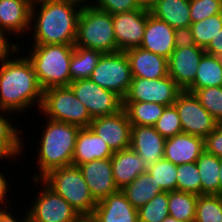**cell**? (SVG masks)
I'll list each match as a JSON object with an SVG mask.
<instances>
[{"label": "cell", "instance_id": "15", "mask_svg": "<svg viewBox=\"0 0 222 222\" xmlns=\"http://www.w3.org/2000/svg\"><path fill=\"white\" fill-rule=\"evenodd\" d=\"M205 53L204 48L194 45L175 48L168 58V75L182 90L194 82L199 62Z\"/></svg>", "mask_w": 222, "mask_h": 222}, {"label": "cell", "instance_id": "46", "mask_svg": "<svg viewBox=\"0 0 222 222\" xmlns=\"http://www.w3.org/2000/svg\"><path fill=\"white\" fill-rule=\"evenodd\" d=\"M1 171L2 170H0V210L5 209L6 207L8 208L9 198H7V197L9 194H11V193H9L10 185L8 184L10 178L6 179V176L4 175V173L2 174Z\"/></svg>", "mask_w": 222, "mask_h": 222}, {"label": "cell", "instance_id": "24", "mask_svg": "<svg viewBox=\"0 0 222 222\" xmlns=\"http://www.w3.org/2000/svg\"><path fill=\"white\" fill-rule=\"evenodd\" d=\"M111 164L113 179L118 190L129 185L148 168L142 157L131 148L114 152Z\"/></svg>", "mask_w": 222, "mask_h": 222}, {"label": "cell", "instance_id": "37", "mask_svg": "<svg viewBox=\"0 0 222 222\" xmlns=\"http://www.w3.org/2000/svg\"><path fill=\"white\" fill-rule=\"evenodd\" d=\"M186 90L194 93L201 105L210 113V115L219 124H222V86Z\"/></svg>", "mask_w": 222, "mask_h": 222}, {"label": "cell", "instance_id": "12", "mask_svg": "<svg viewBox=\"0 0 222 222\" xmlns=\"http://www.w3.org/2000/svg\"><path fill=\"white\" fill-rule=\"evenodd\" d=\"M173 105L178 111L183 133L205 138L219 124L192 92L182 90Z\"/></svg>", "mask_w": 222, "mask_h": 222}, {"label": "cell", "instance_id": "19", "mask_svg": "<svg viewBox=\"0 0 222 222\" xmlns=\"http://www.w3.org/2000/svg\"><path fill=\"white\" fill-rule=\"evenodd\" d=\"M204 151L203 137L180 133L166 139L163 158L178 166L196 162Z\"/></svg>", "mask_w": 222, "mask_h": 222}, {"label": "cell", "instance_id": "31", "mask_svg": "<svg viewBox=\"0 0 222 222\" xmlns=\"http://www.w3.org/2000/svg\"><path fill=\"white\" fill-rule=\"evenodd\" d=\"M165 107L153 102H123L131 125L137 126H154Z\"/></svg>", "mask_w": 222, "mask_h": 222}, {"label": "cell", "instance_id": "17", "mask_svg": "<svg viewBox=\"0 0 222 222\" xmlns=\"http://www.w3.org/2000/svg\"><path fill=\"white\" fill-rule=\"evenodd\" d=\"M166 138L154 126L131 125L130 148L142 157L147 167L163 159Z\"/></svg>", "mask_w": 222, "mask_h": 222}, {"label": "cell", "instance_id": "10", "mask_svg": "<svg viewBox=\"0 0 222 222\" xmlns=\"http://www.w3.org/2000/svg\"><path fill=\"white\" fill-rule=\"evenodd\" d=\"M69 87L93 119L115 114L123 108V100L117 94L102 88L90 78L73 81Z\"/></svg>", "mask_w": 222, "mask_h": 222}, {"label": "cell", "instance_id": "48", "mask_svg": "<svg viewBox=\"0 0 222 222\" xmlns=\"http://www.w3.org/2000/svg\"><path fill=\"white\" fill-rule=\"evenodd\" d=\"M60 1H65V2L75 4L80 8H86V7L94 6L95 2H96V0H89V1L88 0H60Z\"/></svg>", "mask_w": 222, "mask_h": 222}, {"label": "cell", "instance_id": "4", "mask_svg": "<svg viewBox=\"0 0 222 222\" xmlns=\"http://www.w3.org/2000/svg\"><path fill=\"white\" fill-rule=\"evenodd\" d=\"M28 54L38 82L43 90L69 86L70 59L74 44H31ZM30 53V54H29Z\"/></svg>", "mask_w": 222, "mask_h": 222}, {"label": "cell", "instance_id": "9", "mask_svg": "<svg viewBox=\"0 0 222 222\" xmlns=\"http://www.w3.org/2000/svg\"><path fill=\"white\" fill-rule=\"evenodd\" d=\"M31 180L38 185L42 183L35 201L26 207L30 222H77L79 213L63 197L50 189L41 179Z\"/></svg>", "mask_w": 222, "mask_h": 222}, {"label": "cell", "instance_id": "53", "mask_svg": "<svg viewBox=\"0 0 222 222\" xmlns=\"http://www.w3.org/2000/svg\"><path fill=\"white\" fill-rule=\"evenodd\" d=\"M29 1L33 3V2H36V1H38V0H29Z\"/></svg>", "mask_w": 222, "mask_h": 222}, {"label": "cell", "instance_id": "13", "mask_svg": "<svg viewBox=\"0 0 222 222\" xmlns=\"http://www.w3.org/2000/svg\"><path fill=\"white\" fill-rule=\"evenodd\" d=\"M89 128L113 152L130 148L131 123L124 108L115 114L94 118Z\"/></svg>", "mask_w": 222, "mask_h": 222}, {"label": "cell", "instance_id": "52", "mask_svg": "<svg viewBox=\"0 0 222 222\" xmlns=\"http://www.w3.org/2000/svg\"><path fill=\"white\" fill-rule=\"evenodd\" d=\"M162 222H182V221H179L176 218L168 215Z\"/></svg>", "mask_w": 222, "mask_h": 222}, {"label": "cell", "instance_id": "35", "mask_svg": "<svg viewBox=\"0 0 222 222\" xmlns=\"http://www.w3.org/2000/svg\"><path fill=\"white\" fill-rule=\"evenodd\" d=\"M194 222H222V195H198Z\"/></svg>", "mask_w": 222, "mask_h": 222}, {"label": "cell", "instance_id": "28", "mask_svg": "<svg viewBox=\"0 0 222 222\" xmlns=\"http://www.w3.org/2000/svg\"><path fill=\"white\" fill-rule=\"evenodd\" d=\"M196 165L201 179V195H220V158L204 151Z\"/></svg>", "mask_w": 222, "mask_h": 222}, {"label": "cell", "instance_id": "2", "mask_svg": "<svg viewBox=\"0 0 222 222\" xmlns=\"http://www.w3.org/2000/svg\"><path fill=\"white\" fill-rule=\"evenodd\" d=\"M81 10L75 4L60 0L33 2L30 18L32 44H74Z\"/></svg>", "mask_w": 222, "mask_h": 222}, {"label": "cell", "instance_id": "20", "mask_svg": "<svg viewBox=\"0 0 222 222\" xmlns=\"http://www.w3.org/2000/svg\"><path fill=\"white\" fill-rule=\"evenodd\" d=\"M174 31L165 21L149 14L140 47L168 59L175 49Z\"/></svg>", "mask_w": 222, "mask_h": 222}, {"label": "cell", "instance_id": "1", "mask_svg": "<svg viewBox=\"0 0 222 222\" xmlns=\"http://www.w3.org/2000/svg\"><path fill=\"white\" fill-rule=\"evenodd\" d=\"M19 51L17 57L14 55L0 62V109L13 114H23L35 106L38 111L43 98L32 63Z\"/></svg>", "mask_w": 222, "mask_h": 222}, {"label": "cell", "instance_id": "11", "mask_svg": "<svg viewBox=\"0 0 222 222\" xmlns=\"http://www.w3.org/2000/svg\"><path fill=\"white\" fill-rule=\"evenodd\" d=\"M182 89L168 75L158 79L132 77V82L123 102H153L171 106Z\"/></svg>", "mask_w": 222, "mask_h": 222}, {"label": "cell", "instance_id": "16", "mask_svg": "<svg viewBox=\"0 0 222 222\" xmlns=\"http://www.w3.org/2000/svg\"><path fill=\"white\" fill-rule=\"evenodd\" d=\"M78 167L96 201L118 191L113 179L111 159L93 160Z\"/></svg>", "mask_w": 222, "mask_h": 222}, {"label": "cell", "instance_id": "34", "mask_svg": "<svg viewBox=\"0 0 222 222\" xmlns=\"http://www.w3.org/2000/svg\"><path fill=\"white\" fill-rule=\"evenodd\" d=\"M147 172L154 177L155 182L163 191L177 190V165L163 158L150 165Z\"/></svg>", "mask_w": 222, "mask_h": 222}, {"label": "cell", "instance_id": "3", "mask_svg": "<svg viewBox=\"0 0 222 222\" xmlns=\"http://www.w3.org/2000/svg\"><path fill=\"white\" fill-rule=\"evenodd\" d=\"M41 140H38L37 168L32 179H41L49 171L72 165L77 134L80 127L46 118ZM45 127V128H44ZM39 148V149H38Z\"/></svg>", "mask_w": 222, "mask_h": 222}, {"label": "cell", "instance_id": "39", "mask_svg": "<svg viewBox=\"0 0 222 222\" xmlns=\"http://www.w3.org/2000/svg\"><path fill=\"white\" fill-rule=\"evenodd\" d=\"M154 128L166 139L183 133L180 117L174 105L165 107Z\"/></svg>", "mask_w": 222, "mask_h": 222}, {"label": "cell", "instance_id": "29", "mask_svg": "<svg viewBox=\"0 0 222 222\" xmlns=\"http://www.w3.org/2000/svg\"><path fill=\"white\" fill-rule=\"evenodd\" d=\"M222 86V58L204 54L199 62L194 82L187 89Z\"/></svg>", "mask_w": 222, "mask_h": 222}, {"label": "cell", "instance_id": "8", "mask_svg": "<svg viewBox=\"0 0 222 222\" xmlns=\"http://www.w3.org/2000/svg\"><path fill=\"white\" fill-rule=\"evenodd\" d=\"M90 79L122 100L129 91L132 75L129 59L124 51L104 53L98 60Z\"/></svg>", "mask_w": 222, "mask_h": 222}, {"label": "cell", "instance_id": "50", "mask_svg": "<svg viewBox=\"0 0 222 222\" xmlns=\"http://www.w3.org/2000/svg\"><path fill=\"white\" fill-rule=\"evenodd\" d=\"M77 222H97L92 215H83L77 219Z\"/></svg>", "mask_w": 222, "mask_h": 222}, {"label": "cell", "instance_id": "18", "mask_svg": "<svg viewBox=\"0 0 222 222\" xmlns=\"http://www.w3.org/2000/svg\"><path fill=\"white\" fill-rule=\"evenodd\" d=\"M97 222H138V212L121 190L97 201L92 213Z\"/></svg>", "mask_w": 222, "mask_h": 222}, {"label": "cell", "instance_id": "45", "mask_svg": "<svg viewBox=\"0 0 222 222\" xmlns=\"http://www.w3.org/2000/svg\"><path fill=\"white\" fill-rule=\"evenodd\" d=\"M204 50L206 54L222 58V29L212 38L211 42Z\"/></svg>", "mask_w": 222, "mask_h": 222}, {"label": "cell", "instance_id": "40", "mask_svg": "<svg viewBox=\"0 0 222 222\" xmlns=\"http://www.w3.org/2000/svg\"><path fill=\"white\" fill-rule=\"evenodd\" d=\"M222 13V0H190L191 23Z\"/></svg>", "mask_w": 222, "mask_h": 222}, {"label": "cell", "instance_id": "43", "mask_svg": "<svg viewBox=\"0 0 222 222\" xmlns=\"http://www.w3.org/2000/svg\"><path fill=\"white\" fill-rule=\"evenodd\" d=\"M8 34L9 33L6 30L0 27V62H2L3 60L9 59L14 54H16L18 50L22 49L19 43H16V42L10 43L8 41L9 40L8 37H10V36H7Z\"/></svg>", "mask_w": 222, "mask_h": 222}, {"label": "cell", "instance_id": "44", "mask_svg": "<svg viewBox=\"0 0 222 222\" xmlns=\"http://www.w3.org/2000/svg\"><path fill=\"white\" fill-rule=\"evenodd\" d=\"M174 47L184 48L196 45L191 32L190 26L176 28L174 31Z\"/></svg>", "mask_w": 222, "mask_h": 222}, {"label": "cell", "instance_id": "23", "mask_svg": "<svg viewBox=\"0 0 222 222\" xmlns=\"http://www.w3.org/2000/svg\"><path fill=\"white\" fill-rule=\"evenodd\" d=\"M113 154L114 152L108 144L89 127L80 128L76 138L72 165L79 166L93 160L111 159Z\"/></svg>", "mask_w": 222, "mask_h": 222}, {"label": "cell", "instance_id": "25", "mask_svg": "<svg viewBox=\"0 0 222 222\" xmlns=\"http://www.w3.org/2000/svg\"><path fill=\"white\" fill-rule=\"evenodd\" d=\"M149 11L173 29L191 25L190 0H155Z\"/></svg>", "mask_w": 222, "mask_h": 222}, {"label": "cell", "instance_id": "6", "mask_svg": "<svg viewBox=\"0 0 222 222\" xmlns=\"http://www.w3.org/2000/svg\"><path fill=\"white\" fill-rule=\"evenodd\" d=\"M74 46L104 53L117 52L112 15L95 6L82 8Z\"/></svg>", "mask_w": 222, "mask_h": 222}, {"label": "cell", "instance_id": "22", "mask_svg": "<svg viewBox=\"0 0 222 222\" xmlns=\"http://www.w3.org/2000/svg\"><path fill=\"white\" fill-rule=\"evenodd\" d=\"M31 5L29 0H0V27L17 38L27 34Z\"/></svg>", "mask_w": 222, "mask_h": 222}, {"label": "cell", "instance_id": "7", "mask_svg": "<svg viewBox=\"0 0 222 222\" xmlns=\"http://www.w3.org/2000/svg\"><path fill=\"white\" fill-rule=\"evenodd\" d=\"M40 115L80 128L89 127L93 118L84 104L76 98L69 86L51 87L43 90Z\"/></svg>", "mask_w": 222, "mask_h": 222}, {"label": "cell", "instance_id": "27", "mask_svg": "<svg viewBox=\"0 0 222 222\" xmlns=\"http://www.w3.org/2000/svg\"><path fill=\"white\" fill-rule=\"evenodd\" d=\"M121 191L135 209H140L157 194L163 192L159 185L147 171L138 175Z\"/></svg>", "mask_w": 222, "mask_h": 222}, {"label": "cell", "instance_id": "47", "mask_svg": "<svg viewBox=\"0 0 222 222\" xmlns=\"http://www.w3.org/2000/svg\"><path fill=\"white\" fill-rule=\"evenodd\" d=\"M9 208L10 206L0 210V222H30L27 209L25 212L26 214L23 215V218H20V215L19 218H17Z\"/></svg>", "mask_w": 222, "mask_h": 222}, {"label": "cell", "instance_id": "41", "mask_svg": "<svg viewBox=\"0 0 222 222\" xmlns=\"http://www.w3.org/2000/svg\"><path fill=\"white\" fill-rule=\"evenodd\" d=\"M94 6L111 15L140 9L134 0H96Z\"/></svg>", "mask_w": 222, "mask_h": 222}, {"label": "cell", "instance_id": "49", "mask_svg": "<svg viewBox=\"0 0 222 222\" xmlns=\"http://www.w3.org/2000/svg\"><path fill=\"white\" fill-rule=\"evenodd\" d=\"M140 8L150 9L155 0H134Z\"/></svg>", "mask_w": 222, "mask_h": 222}, {"label": "cell", "instance_id": "30", "mask_svg": "<svg viewBox=\"0 0 222 222\" xmlns=\"http://www.w3.org/2000/svg\"><path fill=\"white\" fill-rule=\"evenodd\" d=\"M102 54L98 50L75 46L69 67L71 82L90 78Z\"/></svg>", "mask_w": 222, "mask_h": 222}, {"label": "cell", "instance_id": "26", "mask_svg": "<svg viewBox=\"0 0 222 222\" xmlns=\"http://www.w3.org/2000/svg\"><path fill=\"white\" fill-rule=\"evenodd\" d=\"M11 112L7 110L0 109V159L1 161L4 159L16 160L19 155L24 152V143L22 139V132H24L19 127H16L12 118H9V114ZM7 114V116H6ZM7 118V119H6ZM11 121L13 123H11ZM18 128V129H17ZM20 135L22 137H20ZM13 158V159H12Z\"/></svg>", "mask_w": 222, "mask_h": 222}, {"label": "cell", "instance_id": "5", "mask_svg": "<svg viewBox=\"0 0 222 222\" xmlns=\"http://www.w3.org/2000/svg\"><path fill=\"white\" fill-rule=\"evenodd\" d=\"M41 180L63 197L80 216L92 215L97 201L91 195L78 166L69 165L52 169Z\"/></svg>", "mask_w": 222, "mask_h": 222}, {"label": "cell", "instance_id": "33", "mask_svg": "<svg viewBox=\"0 0 222 222\" xmlns=\"http://www.w3.org/2000/svg\"><path fill=\"white\" fill-rule=\"evenodd\" d=\"M190 28L196 46L205 49L222 29V13L191 23Z\"/></svg>", "mask_w": 222, "mask_h": 222}, {"label": "cell", "instance_id": "21", "mask_svg": "<svg viewBox=\"0 0 222 222\" xmlns=\"http://www.w3.org/2000/svg\"><path fill=\"white\" fill-rule=\"evenodd\" d=\"M132 77L158 79L168 76V59L141 47L125 51Z\"/></svg>", "mask_w": 222, "mask_h": 222}, {"label": "cell", "instance_id": "14", "mask_svg": "<svg viewBox=\"0 0 222 222\" xmlns=\"http://www.w3.org/2000/svg\"><path fill=\"white\" fill-rule=\"evenodd\" d=\"M149 14L140 8L112 15L117 52L140 47Z\"/></svg>", "mask_w": 222, "mask_h": 222}, {"label": "cell", "instance_id": "32", "mask_svg": "<svg viewBox=\"0 0 222 222\" xmlns=\"http://www.w3.org/2000/svg\"><path fill=\"white\" fill-rule=\"evenodd\" d=\"M198 195L174 190L169 192V215L182 222H194Z\"/></svg>", "mask_w": 222, "mask_h": 222}, {"label": "cell", "instance_id": "42", "mask_svg": "<svg viewBox=\"0 0 222 222\" xmlns=\"http://www.w3.org/2000/svg\"><path fill=\"white\" fill-rule=\"evenodd\" d=\"M205 151L222 159V124L204 138Z\"/></svg>", "mask_w": 222, "mask_h": 222}, {"label": "cell", "instance_id": "38", "mask_svg": "<svg viewBox=\"0 0 222 222\" xmlns=\"http://www.w3.org/2000/svg\"><path fill=\"white\" fill-rule=\"evenodd\" d=\"M177 190L201 195V179L196 162L177 166Z\"/></svg>", "mask_w": 222, "mask_h": 222}, {"label": "cell", "instance_id": "51", "mask_svg": "<svg viewBox=\"0 0 222 222\" xmlns=\"http://www.w3.org/2000/svg\"><path fill=\"white\" fill-rule=\"evenodd\" d=\"M219 181H220V195H222V159H220Z\"/></svg>", "mask_w": 222, "mask_h": 222}, {"label": "cell", "instance_id": "36", "mask_svg": "<svg viewBox=\"0 0 222 222\" xmlns=\"http://www.w3.org/2000/svg\"><path fill=\"white\" fill-rule=\"evenodd\" d=\"M169 192L163 191L137 210L138 222H162L168 215Z\"/></svg>", "mask_w": 222, "mask_h": 222}]
</instances>
